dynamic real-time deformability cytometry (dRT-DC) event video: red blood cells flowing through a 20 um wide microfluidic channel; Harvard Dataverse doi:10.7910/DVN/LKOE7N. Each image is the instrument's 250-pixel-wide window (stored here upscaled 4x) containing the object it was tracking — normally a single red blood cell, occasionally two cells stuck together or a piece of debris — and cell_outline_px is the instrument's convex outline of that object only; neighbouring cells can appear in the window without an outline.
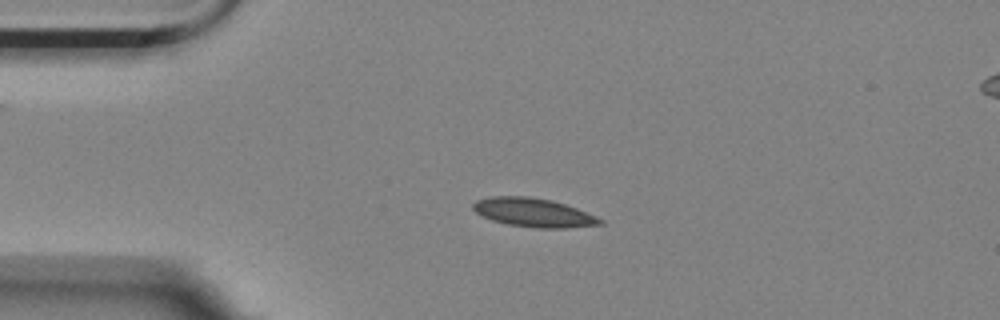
{"species": "Egyptian fruit bat (a non-hibernating species)", "species_latin": "Rousettus aegyptiacus", "temperature_condition": "room temperature", "stored_images_in_passage": 5, "camera_frame_rate_fps": 3000, "um_per_image_px": 0.085, "animal": {"sex": "female"}, "frame": {"image": 1, "passage_image": 3, "time_ms": 0.667, "image_size_px": [1000, 320], "cell_outline_px": [[604, 224], [564, 228], [536, 228], [508, 224], [492, 220], [476, 212], [472, 208], [472, 204], [476, 200], [488, 196], [528, 196], [552, 200], [576, 208], [596, 216], [604, 220]], "centroid_in_image_um": [45.34, 18.06], "position_along_channel_um": 39.7, "area_um2": 21.27}}
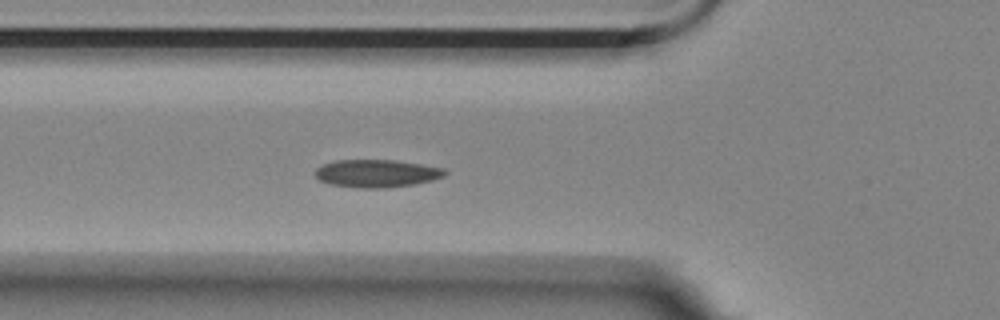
{"frame": {"image": 2, "passage_image": 5, "time_ms": 1.333, "image_size_px": [1000, 320], "cell_outline_px": [[448, 172], [444, 176], [432, 180], [416, 184], [384, 188], [360, 188], [328, 184], [320, 180], [316, 176], [316, 168], [324, 164], [336, 160], [396, 160], [444, 168]], "centroid_in_image_um": [32.03, 14.74], "position_along_channel_um": 93.8, "area_um2": 20.98}}